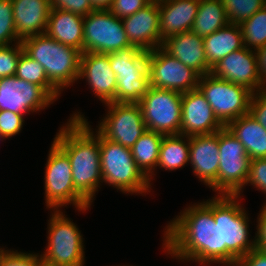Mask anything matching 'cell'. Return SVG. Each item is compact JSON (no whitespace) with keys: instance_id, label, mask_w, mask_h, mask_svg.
Segmentation results:
<instances>
[{"instance_id":"4316f807","label":"cell","mask_w":266,"mask_h":266,"mask_svg":"<svg viewBox=\"0 0 266 266\" xmlns=\"http://www.w3.org/2000/svg\"><path fill=\"white\" fill-rule=\"evenodd\" d=\"M163 137L164 135L161 133L147 130L131 148L137 167L149 179L150 184H152L151 181H153L154 175L157 174L155 168L159 160Z\"/></svg>"},{"instance_id":"d4e9b609","label":"cell","mask_w":266,"mask_h":266,"mask_svg":"<svg viewBox=\"0 0 266 266\" xmlns=\"http://www.w3.org/2000/svg\"><path fill=\"white\" fill-rule=\"evenodd\" d=\"M203 42L207 63L211 68L231 52L244 47L241 27L233 23L204 37Z\"/></svg>"},{"instance_id":"74e56055","label":"cell","mask_w":266,"mask_h":266,"mask_svg":"<svg viewBox=\"0 0 266 266\" xmlns=\"http://www.w3.org/2000/svg\"><path fill=\"white\" fill-rule=\"evenodd\" d=\"M51 9L69 11L85 17L95 10L89 0H50Z\"/></svg>"},{"instance_id":"4dcf8cb0","label":"cell","mask_w":266,"mask_h":266,"mask_svg":"<svg viewBox=\"0 0 266 266\" xmlns=\"http://www.w3.org/2000/svg\"><path fill=\"white\" fill-rule=\"evenodd\" d=\"M239 25L244 47L256 51L266 46V5Z\"/></svg>"},{"instance_id":"603a6c76","label":"cell","mask_w":266,"mask_h":266,"mask_svg":"<svg viewBox=\"0 0 266 266\" xmlns=\"http://www.w3.org/2000/svg\"><path fill=\"white\" fill-rule=\"evenodd\" d=\"M200 0H162L159 3L161 45L166 38L191 31Z\"/></svg>"},{"instance_id":"ffe728a7","label":"cell","mask_w":266,"mask_h":266,"mask_svg":"<svg viewBox=\"0 0 266 266\" xmlns=\"http://www.w3.org/2000/svg\"><path fill=\"white\" fill-rule=\"evenodd\" d=\"M219 161L218 132L190 136L189 163L192 172L216 194Z\"/></svg>"},{"instance_id":"1f68e13d","label":"cell","mask_w":266,"mask_h":266,"mask_svg":"<svg viewBox=\"0 0 266 266\" xmlns=\"http://www.w3.org/2000/svg\"><path fill=\"white\" fill-rule=\"evenodd\" d=\"M229 23L241 24L266 5V0H221Z\"/></svg>"},{"instance_id":"9a60e30c","label":"cell","mask_w":266,"mask_h":266,"mask_svg":"<svg viewBox=\"0 0 266 266\" xmlns=\"http://www.w3.org/2000/svg\"><path fill=\"white\" fill-rule=\"evenodd\" d=\"M55 100L41 87L16 76L0 79V110L18 114L40 112Z\"/></svg>"},{"instance_id":"d6986e66","label":"cell","mask_w":266,"mask_h":266,"mask_svg":"<svg viewBox=\"0 0 266 266\" xmlns=\"http://www.w3.org/2000/svg\"><path fill=\"white\" fill-rule=\"evenodd\" d=\"M85 79L95 97L103 104L114 102L117 80L109 64V55L85 52L80 58L79 80Z\"/></svg>"},{"instance_id":"5bb4252c","label":"cell","mask_w":266,"mask_h":266,"mask_svg":"<svg viewBox=\"0 0 266 266\" xmlns=\"http://www.w3.org/2000/svg\"><path fill=\"white\" fill-rule=\"evenodd\" d=\"M150 86L181 94L198 88L200 75L161 46L148 52Z\"/></svg>"},{"instance_id":"52a82bcc","label":"cell","mask_w":266,"mask_h":266,"mask_svg":"<svg viewBox=\"0 0 266 266\" xmlns=\"http://www.w3.org/2000/svg\"><path fill=\"white\" fill-rule=\"evenodd\" d=\"M108 55L117 80L114 102L139 103L150 88L148 52L130 46Z\"/></svg>"},{"instance_id":"7402d4cb","label":"cell","mask_w":266,"mask_h":266,"mask_svg":"<svg viewBox=\"0 0 266 266\" xmlns=\"http://www.w3.org/2000/svg\"><path fill=\"white\" fill-rule=\"evenodd\" d=\"M13 20L20 40L47 30L50 0H12Z\"/></svg>"},{"instance_id":"b9f144b4","label":"cell","mask_w":266,"mask_h":266,"mask_svg":"<svg viewBox=\"0 0 266 266\" xmlns=\"http://www.w3.org/2000/svg\"><path fill=\"white\" fill-rule=\"evenodd\" d=\"M236 266H266V254L254 248L242 257Z\"/></svg>"},{"instance_id":"ab89813d","label":"cell","mask_w":266,"mask_h":266,"mask_svg":"<svg viewBox=\"0 0 266 266\" xmlns=\"http://www.w3.org/2000/svg\"><path fill=\"white\" fill-rule=\"evenodd\" d=\"M249 113L266 130V89L252 93Z\"/></svg>"},{"instance_id":"8992f818","label":"cell","mask_w":266,"mask_h":266,"mask_svg":"<svg viewBox=\"0 0 266 266\" xmlns=\"http://www.w3.org/2000/svg\"><path fill=\"white\" fill-rule=\"evenodd\" d=\"M47 157L43 182L46 208L61 210L73 205L79 212L89 210L91 204L74 188L67 154L53 141Z\"/></svg>"},{"instance_id":"60d3db41","label":"cell","mask_w":266,"mask_h":266,"mask_svg":"<svg viewBox=\"0 0 266 266\" xmlns=\"http://www.w3.org/2000/svg\"><path fill=\"white\" fill-rule=\"evenodd\" d=\"M256 221L255 248L266 254V204L261 207Z\"/></svg>"},{"instance_id":"f1b7e54d","label":"cell","mask_w":266,"mask_h":266,"mask_svg":"<svg viewBox=\"0 0 266 266\" xmlns=\"http://www.w3.org/2000/svg\"><path fill=\"white\" fill-rule=\"evenodd\" d=\"M229 23L221 0H200L191 31L206 37Z\"/></svg>"},{"instance_id":"f546056e","label":"cell","mask_w":266,"mask_h":266,"mask_svg":"<svg viewBox=\"0 0 266 266\" xmlns=\"http://www.w3.org/2000/svg\"><path fill=\"white\" fill-rule=\"evenodd\" d=\"M15 76L41 86L55 101L61 96V92L48 80L43 66L24 52L18 60Z\"/></svg>"},{"instance_id":"7a4b0ae2","label":"cell","mask_w":266,"mask_h":266,"mask_svg":"<svg viewBox=\"0 0 266 266\" xmlns=\"http://www.w3.org/2000/svg\"><path fill=\"white\" fill-rule=\"evenodd\" d=\"M53 138L67 154L74 188L92 205L102 180L100 133L93 131L82 112H74ZM95 133V134H94Z\"/></svg>"},{"instance_id":"ba28073f","label":"cell","mask_w":266,"mask_h":266,"mask_svg":"<svg viewBox=\"0 0 266 266\" xmlns=\"http://www.w3.org/2000/svg\"><path fill=\"white\" fill-rule=\"evenodd\" d=\"M240 199L238 195H221V246H226V266L237 265L255 248V239L249 236L250 216Z\"/></svg>"},{"instance_id":"83f0119b","label":"cell","mask_w":266,"mask_h":266,"mask_svg":"<svg viewBox=\"0 0 266 266\" xmlns=\"http://www.w3.org/2000/svg\"><path fill=\"white\" fill-rule=\"evenodd\" d=\"M190 136L175 134L164 135L156 166L165 171H174L183 168L189 163Z\"/></svg>"},{"instance_id":"7c38bea8","label":"cell","mask_w":266,"mask_h":266,"mask_svg":"<svg viewBox=\"0 0 266 266\" xmlns=\"http://www.w3.org/2000/svg\"><path fill=\"white\" fill-rule=\"evenodd\" d=\"M123 22L109 10H93L83 20V53L109 54L130 47Z\"/></svg>"},{"instance_id":"484cf974","label":"cell","mask_w":266,"mask_h":266,"mask_svg":"<svg viewBox=\"0 0 266 266\" xmlns=\"http://www.w3.org/2000/svg\"><path fill=\"white\" fill-rule=\"evenodd\" d=\"M226 127L245 147L251 160L266 158V130L250 113L231 121Z\"/></svg>"},{"instance_id":"f35d334b","label":"cell","mask_w":266,"mask_h":266,"mask_svg":"<svg viewBox=\"0 0 266 266\" xmlns=\"http://www.w3.org/2000/svg\"><path fill=\"white\" fill-rule=\"evenodd\" d=\"M149 2L146 0H113L109 11L122 19L144 8Z\"/></svg>"},{"instance_id":"5b68a950","label":"cell","mask_w":266,"mask_h":266,"mask_svg":"<svg viewBox=\"0 0 266 266\" xmlns=\"http://www.w3.org/2000/svg\"><path fill=\"white\" fill-rule=\"evenodd\" d=\"M43 266H85L84 238L62 210H51Z\"/></svg>"},{"instance_id":"7bdbcfd3","label":"cell","mask_w":266,"mask_h":266,"mask_svg":"<svg viewBox=\"0 0 266 266\" xmlns=\"http://www.w3.org/2000/svg\"><path fill=\"white\" fill-rule=\"evenodd\" d=\"M257 56L258 73L260 76V90L266 89V46L255 51Z\"/></svg>"},{"instance_id":"ee69618b","label":"cell","mask_w":266,"mask_h":266,"mask_svg":"<svg viewBox=\"0 0 266 266\" xmlns=\"http://www.w3.org/2000/svg\"><path fill=\"white\" fill-rule=\"evenodd\" d=\"M95 10H109L113 0H89Z\"/></svg>"},{"instance_id":"cb8c5ba5","label":"cell","mask_w":266,"mask_h":266,"mask_svg":"<svg viewBox=\"0 0 266 266\" xmlns=\"http://www.w3.org/2000/svg\"><path fill=\"white\" fill-rule=\"evenodd\" d=\"M83 20L78 14L51 9L46 34L54 40L83 53Z\"/></svg>"},{"instance_id":"d6a6232c","label":"cell","mask_w":266,"mask_h":266,"mask_svg":"<svg viewBox=\"0 0 266 266\" xmlns=\"http://www.w3.org/2000/svg\"><path fill=\"white\" fill-rule=\"evenodd\" d=\"M21 42L13 20L12 0H0V46Z\"/></svg>"},{"instance_id":"4fadbf2b","label":"cell","mask_w":266,"mask_h":266,"mask_svg":"<svg viewBox=\"0 0 266 266\" xmlns=\"http://www.w3.org/2000/svg\"><path fill=\"white\" fill-rule=\"evenodd\" d=\"M105 106L107 113L95 130L104 138L131 149L147 131L140 104L109 102Z\"/></svg>"},{"instance_id":"bcb514c9","label":"cell","mask_w":266,"mask_h":266,"mask_svg":"<svg viewBox=\"0 0 266 266\" xmlns=\"http://www.w3.org/2000/svg\"><path fill=\"white\" fill-rule=\"evenodd\" d=\"M5 140V138L2 136V134L0 133V141Z\"/></svg>"},{"instance_id":"d590c367","label":"cell","mask_w":266,"mask_h":266,"mask_svg":"<svg viewBox=\"0 0 266 266\" xmlns=\"http://www.w3.org/2000/svg\"><path fill=\"white\" fill-rule=\"evenodd\" d=\"M24 115L0 110V133L6 139L19 134L24 126Z\"/></svg>"},{"instance_id":"8fae6325","label":"cell","mask_w":266,"mask_h":266,"mask_svg":"<svg viewBox=\"0 0 266 266\" xmlns=\"http://www.w3.org/2000/svg\"><path fill=\"white\" fill-rule=\"evenodd\" d=\"M181 99L179 92L150 86L139 102L147 130L163 135L181 134Z\"/></svg>"},{"instance_id":"836d02e7","label":"cell","mask_w":266,"mask_h":266,"mask_svg":"<svg viewBox=\"0 0 266 266\" xmlns=\"http://www.w3.org/2000/svg\"><path fill=\"white\" fill-rule=\"evenodd\" d=\"M23 52L21 42L0 46V79L15 76L17 63Z\"/></svg>"},{"instance_id":"3957f363","label":"cell","mask_w":266,"mask_h":266,"mask_svg":"<svg viewBox=\"0 0 266 266\" xmlns=\"http://www.w3.org/2000/svg\"><path fill=\"white\" fill-rule=\"evenodd\" d=\"M23 51L43 66L48 80L62 93L79 80L81 52L46 33L21 40Z\"/></svg>"},{"instance_id":"e0dca14e","label":"cell","mask_w":266,"mask_h":266,"mask_svg":"<svg viewBox=\"0 0 266 266\" xmlns=\"http://www.w3.org/2000/svg\"><path fill=\"white\" fill-rule=\"evenodd\" d=\"M181 134L186 136L209 135L224 126L199 88L182 94Z\"/></svg>"},{"instance_id":"6da1fadb","label":"cell","mask_w":266,"mask_h":266,"mask_svg":"<svg viewBox=\"0 0 266 266\" xmlns=\"http://www.w3.org/2000/svg\"><path fill=\"white\" fill-rule=\"evenodd\" d=\"M164 228L162 248L172 258L226 266V246H221V195L186 206Z\"/></svg>"},{"instance_id":"f6af8a7d","label":"cell","mask_w":266,"mask_h":266,"mask_svg":"<svg viewBox=\"0 0 266 266\" xmlns=\"http://www.w3.org/2000/svg\"><path fill=\"white\" fill-rule=\"evenodd\" d=\"M149 3H160L162 0H146Z\"/></svg>"},{"instance_id":"8d00e7d4","label":"cell","mask_w":266,"mask_h":266,"mask_svg":"<svg viewBox=\"0 0 266 266\" xmlns=\"http://www.w3.org/2000/svg\"><path fill=\"white\" fill-rule=\"evenodd\" d=\"M250 184L266 196V158L252 159L245 186ZM266 204V200L264 202Z\"/></svg>"},{"instance_id":"2e32d148","label":"cell","mask_w":266,"mask_h":266,"mask_svg":"<svg viewBox=\"0 0 266 266\" xmlns=\"http://www.w3.org/2000/svg\"><path fill=\"white\" fill-rule=\"evenodd\" d=\"M211 74L249 89L252 93L260 90L256 52L243 47L233 51L211 69Z\"/></svg>"},{"instance_id":"ac0fdd59","label":"cell","mask_w":266,"mask_h":266,"mask_svg":"<svg viewBox=\"0 0 266 266\" xmlns=\"http://www.w3.org/2000/svg\"><path fill=\"white\" fill-rule=\"evenodd\" d=\"M121 20L131 46L146 52L161 46L159 3H149Z\"/></svg>"},{"instance_id":"9c48e42d","label":"cell","mask_w":266,"mask_h":266,"mask_svg":"<svg viewBox=\"0 0 266 266\" xmlns=\"http://www.w3.org/2000/svg\"><path fill=\"white\" fill-rule=\"evenodd\" d=\"M219 168L217 195H238L245 189L251 158L227 127L218 131Z\"/></svg>"},{"instance_id":"44dd1931","label":"cell","mask_w":266,"mask_h":266,"mask_svg":"<svg viewBox=\"0 0 266 266\" xmlns=\"http://www.w3.org/2000/svg\"><path fill=\"white\" fill-rule=\"evenodd\" d=\"M161 47L200 76L211 73L212 68L205 56L203 37L196 33L188 31L170 36L163 40Z\"/></svg>"},{"instance_id":"30bf717a","label":"cell","mask_w":266,"mask_h":266,"mask_svg":"<svg viewBox=\"0 0 266 266\" xmlns=\"http://www.w3.org/2000/svg\"><path fill=\"white\" fill-rule=\"evenodd\" d=\"M198 88L224 127L249 113L252 92L243 86L216 78L210 73L200 76Z\"/></svg>"},{"instance_id":"e575fe53","label":"cell","mask_w":266,"mask_h":266,"mask_svg":"<svg viewBox=\"0 0 266 266\" xmlns=\"http://www.w3.org/2000/svg\"><path fill=\"white\" fill-rule=\"evenodd\" d=\"M0 266H43V262L39 253L4 248L0 253Z\"/></svg>"},{"instance_id":"277c9868","label":"cell","mask_w":266,"mask_h":266,"mask_svg":"<svg viewBox=\"0 0 266 266\" xmlns=\"http://www.w3.org/2000/svg\"><path fill=\"white\" fill-rule=\"evenodd\" d=\"M100 160L103 182L116 188L117 192L143 196L150 193L149 179L137 167L130 148L100 134Z\"/></svg>"}]
</instances>
